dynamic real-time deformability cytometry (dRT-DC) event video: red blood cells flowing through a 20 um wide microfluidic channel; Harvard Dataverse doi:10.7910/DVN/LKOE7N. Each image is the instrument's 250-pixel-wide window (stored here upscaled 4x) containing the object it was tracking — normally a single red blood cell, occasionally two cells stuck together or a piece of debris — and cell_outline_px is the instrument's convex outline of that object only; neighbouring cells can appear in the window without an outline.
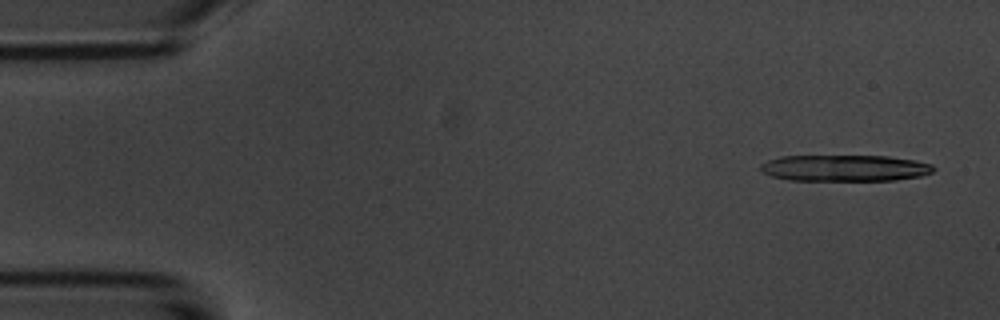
{"species": "common noctule bat (a hibernating species)", "species_latin": "Nyctalus noctula", "temperature_condition": "room temperature", "stored_images_in_passage": 4, "camera_frame_rate_fps": 3000, "um_per_image_px": 0.085, "animal": {"sex": "male", "body_mass_g": 20.1, "forearm_length_mm": 53.5}, "frame": {"image": 1, "passage_image": 1, "time_ms": 0.0, "image_size_px": [1000, 320], "cell_outline_px": [[936, 168], [932, 172], [920, 176], [892, 180], [788, 180], [772, 176], [764, 172], [760, 168], [760, 164], [768, 160], [780, 156], [888, 156], [912, 160], [932, 164]], "centroid_in_image_um": [71.79, 14.28], "position_along_channel_um": 13.2, "area_um2": 26.41}}